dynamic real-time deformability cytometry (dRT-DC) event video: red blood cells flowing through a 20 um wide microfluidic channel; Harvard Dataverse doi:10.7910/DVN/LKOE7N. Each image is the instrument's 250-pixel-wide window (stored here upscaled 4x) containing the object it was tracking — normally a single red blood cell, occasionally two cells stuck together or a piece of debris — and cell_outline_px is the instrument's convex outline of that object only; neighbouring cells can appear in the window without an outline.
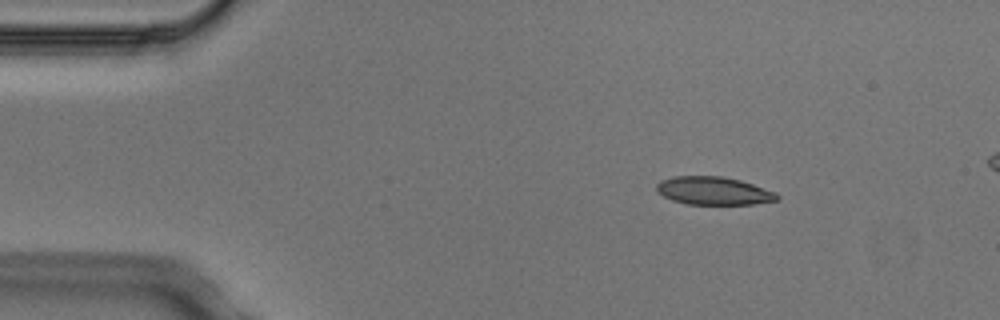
{"species": "Egyptian fruit bat (a non-hibernating species)", "species_latin": "Rousettus aegyptiacus", "temperature_condition": "cold", "stored_images_in_passage": 5, "camera_frame_rate_fps": 3000, "um_per_image_px": 0.085, "animal": {"sex": "male"}, "frame": {"image": 1, "passage_image": 2, "time_ms": 0.333, "image_size_px": [1000, 320], "cell_outline_px": [[780, 200], [752, 204], [688, 204], [672, 200], [656, 192], [656, 184], [660, 180], [672, 176], [720, 176], [740, 180], [776, 192], [780, 196]], "centroid_in_image_um": [60.64, 16.22], "position_along_channel_um": 24.4, "area_um2": 19.77}}